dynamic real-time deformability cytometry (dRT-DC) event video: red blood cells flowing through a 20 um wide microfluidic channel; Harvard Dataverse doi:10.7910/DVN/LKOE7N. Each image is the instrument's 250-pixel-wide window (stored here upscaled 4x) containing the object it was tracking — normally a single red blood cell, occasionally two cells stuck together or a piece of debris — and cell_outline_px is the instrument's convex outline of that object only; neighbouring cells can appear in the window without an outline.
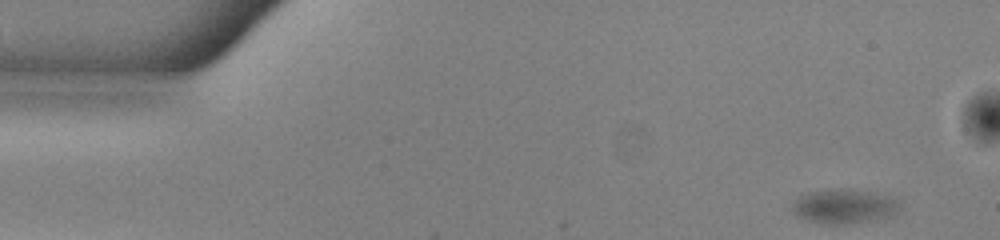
{"species": "common noctule bat (a hibernating species)", "species_latin": "Nyctalus noctula", "temperature_condition": "warm", "stored_images_in_passage": 35, "camera_frame_rate_fps": 3000, "um_per_image_px": 0.085, "animal": {"sex": "male", "body_mass_g": 13.0, "forearm_length_mm": 53.1}, "frame": {"image": 1, "passage_image": 1, "time_ms": 0.0, "image_size_px": [1000, 240], "cell_outline_px": [[900, 208], [892, 216], [844, 224], [820, 224], [796, 216], [792, 212], [792, 204], [796, 196], [800, 192], [836, 188], [852, 188], [884, 192], [896, 196], [900, 200]], "centroid_in_image_um": [71.76, 17.48], "position_along_channel_um": 13.2, "area_um2": 22.72}}
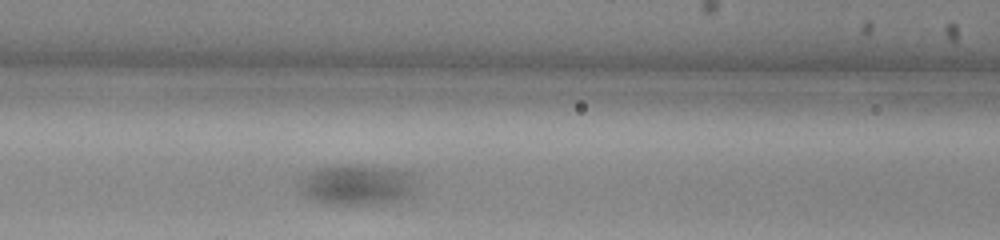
{"frame": {"image": 2, "passage_image": 19, "time_ms": 6.0, "image_size_px": [1000, 240], "cell_outline_px": [[416, 192], [412, 196], [400, 200], [364, 204], [324, 204], [304, 196], [304, 180], [316, 168], [340, 164], [356, 164], [396, 168], [416, 172]], "centroid_in_image_um": [30.53, 15.68], "position_along_channel_um": 136.1, "area_um2": 27.8}}
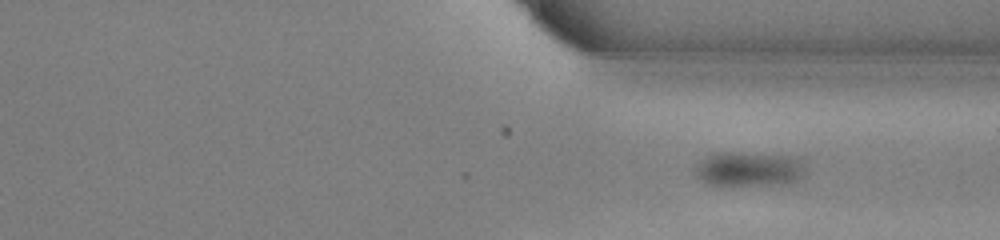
{"frame": {"image": 3, "passage_image": 35, "time_ms": 11.333, "image_size_px": [1000, 240], "cell_outline_px": [[804, 160], [800, 176], [796, 180], [788, 184], [708, 184], [700, 180], [696, 176], [696, 168], [708, 156], [724, 152], [732, 152], [788, 156]], "centroid_in_image_um": [63.67, 14.37], "position_along_channel_um": 347.7, "area_um2": 21.33}}